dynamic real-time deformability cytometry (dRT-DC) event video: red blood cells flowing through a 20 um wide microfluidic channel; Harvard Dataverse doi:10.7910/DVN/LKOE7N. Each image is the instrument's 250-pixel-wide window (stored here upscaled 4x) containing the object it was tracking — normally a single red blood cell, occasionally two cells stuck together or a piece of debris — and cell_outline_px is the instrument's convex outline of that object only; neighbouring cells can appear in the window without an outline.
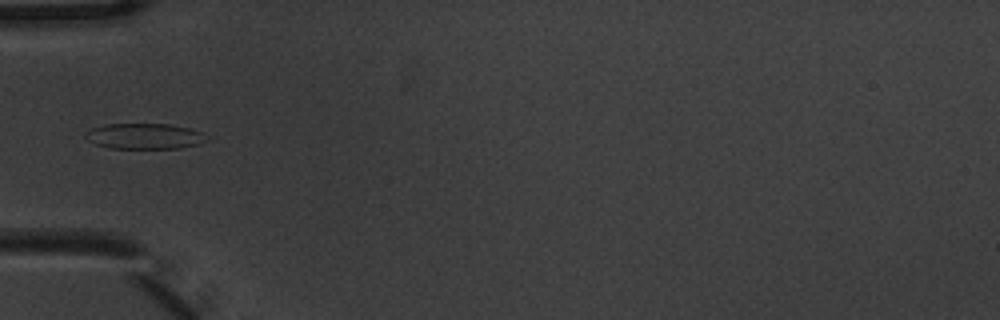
{"species": "common noctule bat (a hibernating species)", "species_latin": "Nyctalus noctula", "temperature_condition": "warm", "stored_images_in_passage": 6, "camera_frame_rate_fps": 3000, "um_per_image_px": 0.085, "animal": {"sex": "male", "body_mass_g": 20.1, "forearm_length_mm": 53.5}, "frame": {"image": 1, "passage_image": 3, "time_ms": 0.667, "image_size_px": [1000, 320], "cell_outline_px": [[204, 132], [200, 144], [180, 148], [108, 148], [96, 144], [88, 140], [84, 136], [84, 132], [92, 128], [104, 124], [168, 124], [192, 128]], "centroid_in_image_um": [12.23, 11.57], "position_along_channel_um": 72.8, "area_um2": 18.03}}
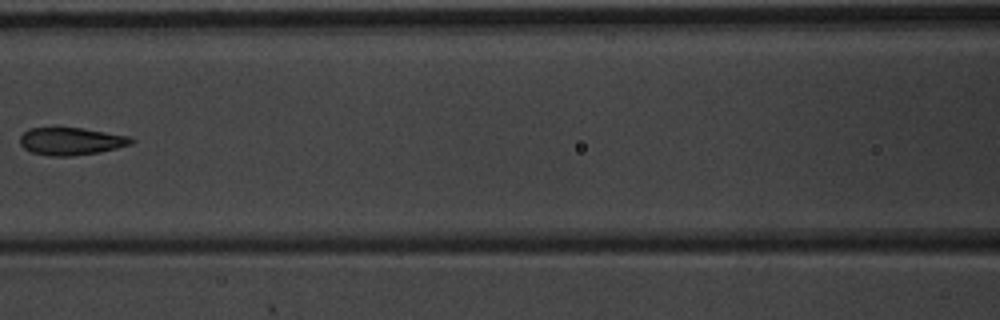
{"frame": {"image": 2, "passage_image": 5, "time_ms": 1.333, "image_size_px": [1000, 320], "cell_outline_px": [[136, 140], [132, 144], [100, 152], [72, 156], [52, 156], [32, 152], [24, 148], [20, 144], [20, 136], [28, 128], [56, 124], [84, 128], [128, 136]], "centroid_in_image_um": [5.99, 11.95], "position_along_channel_um": 160.6, "area_um2": 18.61}}
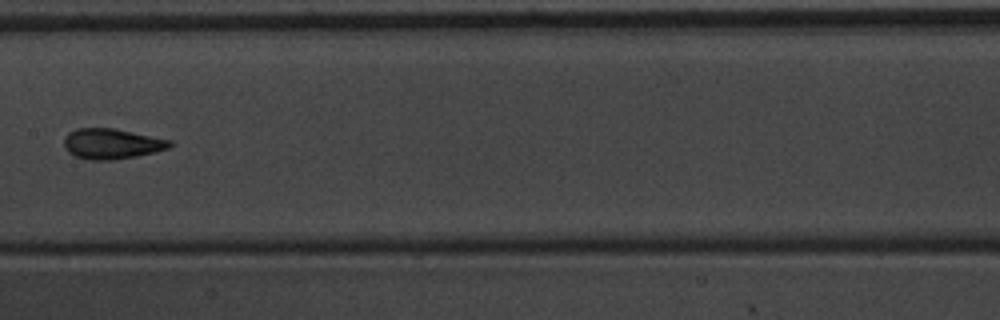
{"frame": {"image": 3, "passage_image": 6, "time_ms": 1.667, "image_size_px": [1000, 320], "cell_outline_px": [[172, 144], [168, 148], [156, 152], [136, 156], [112, 160], [92, 160], [76, 156], [68, 152], [64, 148], [64, 136], [68, 132], [76, 128], [112, 128], [172, 140]], "centroid_in_image_um": [9.47, 12.22], "position_along_channel_um": 197.9, "area_um2": 18.73}}